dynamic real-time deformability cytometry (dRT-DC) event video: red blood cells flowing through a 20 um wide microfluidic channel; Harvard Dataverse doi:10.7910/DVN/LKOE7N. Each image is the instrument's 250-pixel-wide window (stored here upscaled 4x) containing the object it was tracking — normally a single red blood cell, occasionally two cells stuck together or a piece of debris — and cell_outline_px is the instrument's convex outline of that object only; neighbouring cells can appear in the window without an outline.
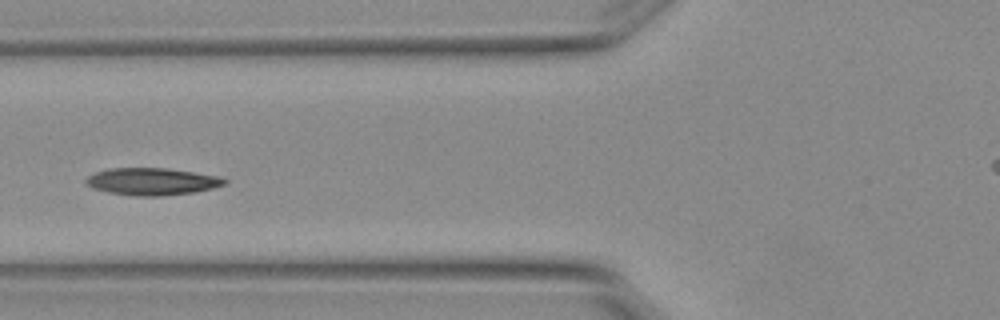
{"species": "Egyptian fruit bat (a non-hibernating species)", "species_latin": "Rousettus aegyptiacus", "temperature_condition": "warm", "stored_images_in_passage": 6, "camera_frame_rate_fps": 3000, "um_per_image_px": 0.085, "animal": {"sex": "female"}, "frame": {"image": 1, "passage_image": 4, "time_ms": 1.0, "image_size_px": [1000, 320], "cell_outline_px": [[228, 180], [224, 184], [212, 188], [192, 192], [160, 196], [132, 196], [108, 192], [92, 188], [84, 184], [84, 180], [88, 176], [96, 172], [108, 168], [164, 168], [192, 172], [216, 176]], "centroid_in_image_um": [12.83, 15.43], "position_along_channel_um": 113.0, "area_um2": 21.79}}
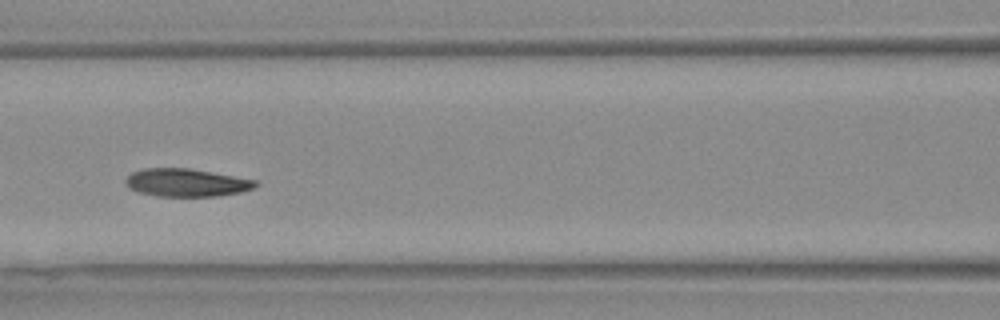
{"frame": {"image": 2, "passage_image": 5, "time_ms": 1.333, "image_size_px": [1000, 320], "cell_outline_px": [[260, 184], [252, 188], [240, 192], [216, 196], [156, 196], [136, 192], [128, 188], [124, 180], [132, 172], [144, 168], [188, 168], [256, 180]], "centroid_in_image_um": [15.8, 15.52], "position_along_channel_um": 150.8, "area_um2": 21.1}}
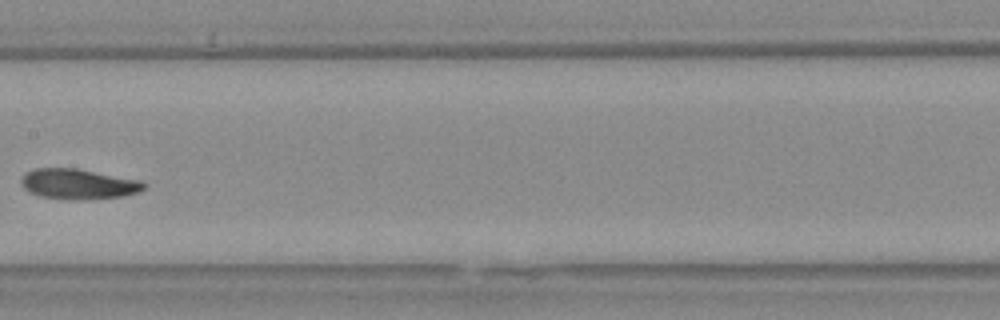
{"frame": {"image": 3, "passage_image": 6, "time_ms": 1.667, "image_size_px": [1000, 320], "cell_outline_px": [[148, 184], [140, 192], [120, 196], [88, 200], [64, 200], [40, 196], [28, 192], [20, 184], [20, 180], [28, 172], [36, 168], [76, 168], [140, 180]], "centroid_in_image_um": [6.66, 15.66], "position_along_channel_um": 200.7, "area_um2": 21.85}}